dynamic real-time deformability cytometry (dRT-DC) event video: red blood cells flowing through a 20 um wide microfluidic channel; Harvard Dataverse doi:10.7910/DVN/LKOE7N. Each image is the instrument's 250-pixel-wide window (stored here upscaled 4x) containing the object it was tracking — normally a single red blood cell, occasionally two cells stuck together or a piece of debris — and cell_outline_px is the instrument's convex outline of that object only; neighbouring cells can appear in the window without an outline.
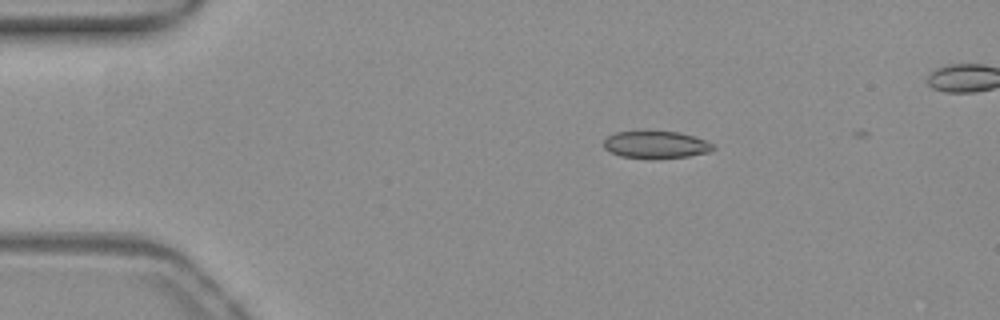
{"species": "common noctule bat (a hibernating species)", "species_latin": "Nyctalus noctula", "temperature_condition": "warm", "stored_images_in_passage": 2, "camera_frame_rate_fps": 3000, "um_per_image_px": 0.085, "animal": {"sex": "female", "body_mass_g": 19.3, "forearm_length_mm": 54.1}, "frame": {"image": 1, "passage_image": 1, "time_ms": 0.0, "image_size_px": [1000, 320], "cell_outline_px": [[716, 148], [712, 152], [688, 156], [652, 160], [620, 156], [604, 148], [604, 140], [608, 136], [616, 132], [680, 132], [716, 144]], "centroid_in_image_um": [55.8, 12.33], "position_along_channel_um": 29.2, "area_um2": 17.57}}